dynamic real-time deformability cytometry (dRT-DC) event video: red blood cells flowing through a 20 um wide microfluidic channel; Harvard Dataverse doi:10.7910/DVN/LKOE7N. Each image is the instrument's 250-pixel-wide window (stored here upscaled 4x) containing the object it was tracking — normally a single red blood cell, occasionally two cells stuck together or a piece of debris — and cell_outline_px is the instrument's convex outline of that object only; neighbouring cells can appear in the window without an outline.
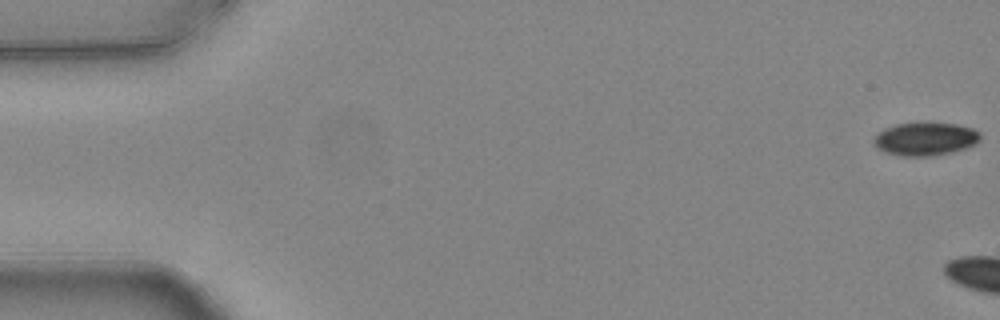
{"species": "common noctule bat (a hibernating species)", "species_latin": "Nyctalus noctula", "temperature_condition": "warm", "stored_images_in_passage": 20, "camera_frame_rate_fps": 3000, "um_per_image_px": 0.085, "animal": {"sex": "female", "body_mass_g": 24.6, "forearm_length_mm": 56.2}, "frame": {"image": 1, "passage_image": 1, "time_ms": 0.0, "image_size_px": [1000, 320], "cell_outline_px": [[980, 140], [976, 144], [952, 152], [928, 156], [900, 156], [884, 152], [872, 144], [872, 140], [884, 128], [896, 124], [956, 124], [972, 128], [980, 132]], "centroid_in_image_um": [78.63, 11.83], "position_along_channel_um": 6.4, "area_um2": 20.29}}
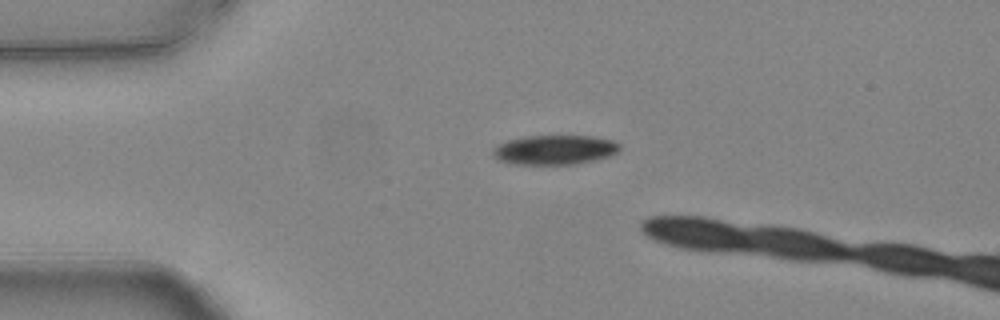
{"frame": {"image": 2, "passage_image": 13, "time_ms": 4.0, "image_size_px": [1000, 320], "cell_outline_px": [[620, 148], [616, 152], [608, 156], [596, 160], [572, 164], [512, 164], [500, 160], [492, 156], [492, 148], [508, 140], [528, 136], [592, 136], [612, 140], [620, 144]], "centroid_in_image_um": [47.13, 12.73], "position_along_channel_um": 37.9, "area_um2": 21.68}}
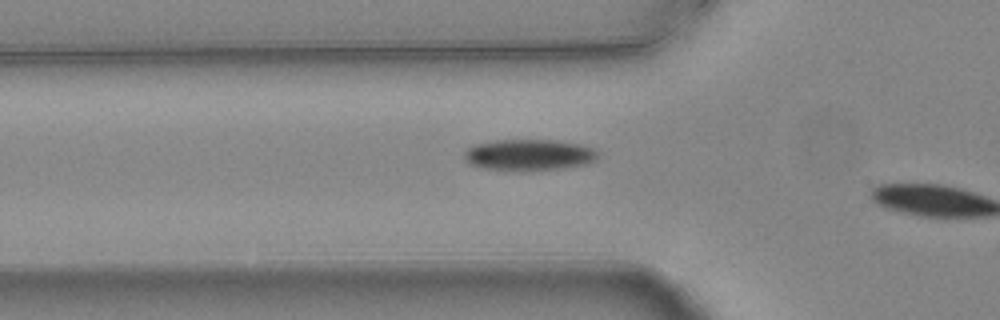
{"frame": {"image": 3, "passage_image": 19, "time_ms": 6.0, "image_size_px": [1000, 320], "cell_outline_px": [[596, 160], [584, 164], [564, 168], [524, 172], [484, 168], [472, 164], [464, 160], [464, 152], [468, 148], [476, 144], [496, 140], [556, 140], [580, 144], [592, 148], [596, 152]], "centroid_in_image_um": [44.94, 13.18], "position_along_channel_um": 80.9, "area_um2": 24.45}}